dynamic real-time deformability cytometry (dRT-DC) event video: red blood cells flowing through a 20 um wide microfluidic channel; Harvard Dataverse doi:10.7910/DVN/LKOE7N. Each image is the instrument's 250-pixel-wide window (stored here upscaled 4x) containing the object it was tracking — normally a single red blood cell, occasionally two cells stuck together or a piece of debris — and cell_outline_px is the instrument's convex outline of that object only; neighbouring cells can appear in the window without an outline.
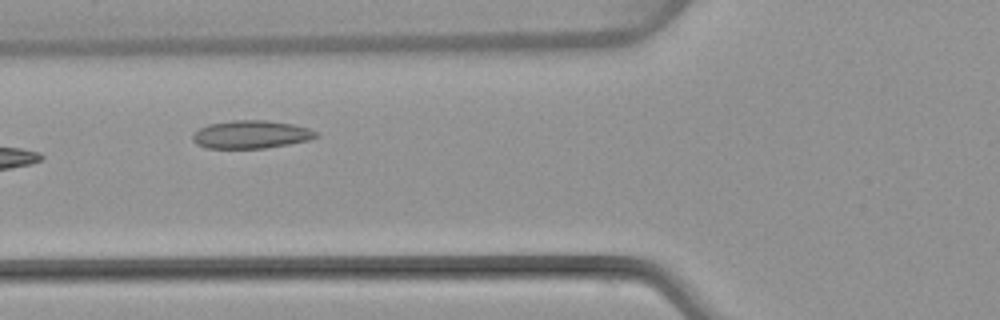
{"species": "common noctule bat (a hibernating species)", "species_latin": "Nyctalus noctula", "temperature_condition": "warm", "stored_images_in_passage": 9, "camera_frame_rate_fps": 3000, "um_per_image_px": 0.085, "animal": {"sex": "female", "body_mass_g": 22.7, "forearm_length_mm": 54.2}, "frame": {"image": 1, "passage_image": 6, "time_ms": 7.0, "image_size_px": [1000, 320], "cell_outline_px": [[320, 136], [308, 140], [288, 144], [264, 148], [204, 148], [196, 144], [192, 140], [192, 136], [200, 128], [208, 124], [232, 120], [264, 120], [292, 124], [308, 128], [316, 132]], "centroid_in_image_um": [21.32, 11.43], "position_along_channel_um": 104.5, "area_um2": 20.06}}
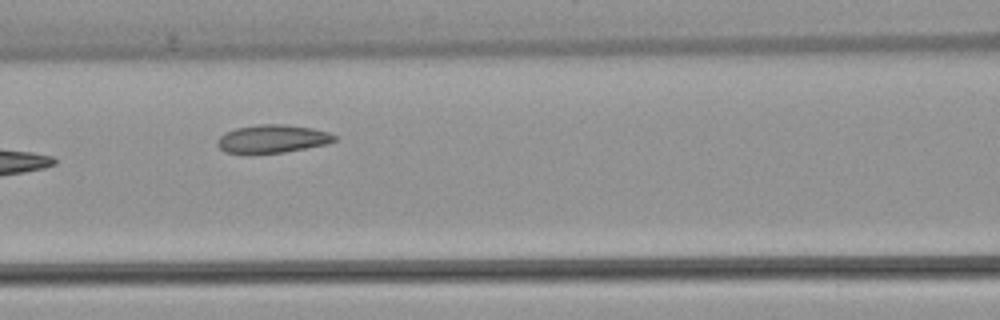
{"frame": {"image": 2, "passage_image": 7, "time_ms": 8.0, "image_size_px": [1000, 320], "cell_outline_px": [[336, 140], [324, 144], [284, 152], [224, 152], [216, 144], [216, 140], [224, 132], [236, 128], [260, 124], [284, 124], [312, 128], [328, 132], [336, 136]], "centroid_in_image_um": [23.13, 11.77], "position_along_channel_um": 143.5, "area_um2": 18.79}}
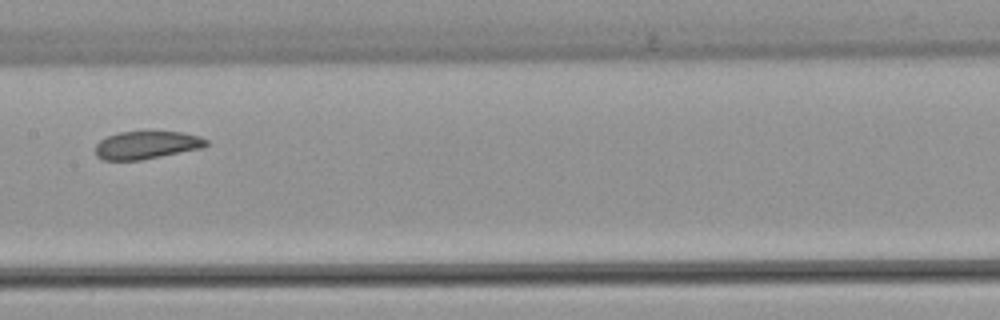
{"frame": {"image": 3, "passage_image": 8, "time_ms": 9.333, "image_size_px": [1000, 320], "cell_outline_px": [[208, 144], [204, 148], [140, 160], [104, 160], [96, 156], [96, 144], [100, 140], [108, 136], [120, 132], [184, 132], [200, 136], [208, 140]], "centroid_in_image_um": [12.5, 12.33], "position_along_channel_um": 194.9, "area_um2": 17.98}}